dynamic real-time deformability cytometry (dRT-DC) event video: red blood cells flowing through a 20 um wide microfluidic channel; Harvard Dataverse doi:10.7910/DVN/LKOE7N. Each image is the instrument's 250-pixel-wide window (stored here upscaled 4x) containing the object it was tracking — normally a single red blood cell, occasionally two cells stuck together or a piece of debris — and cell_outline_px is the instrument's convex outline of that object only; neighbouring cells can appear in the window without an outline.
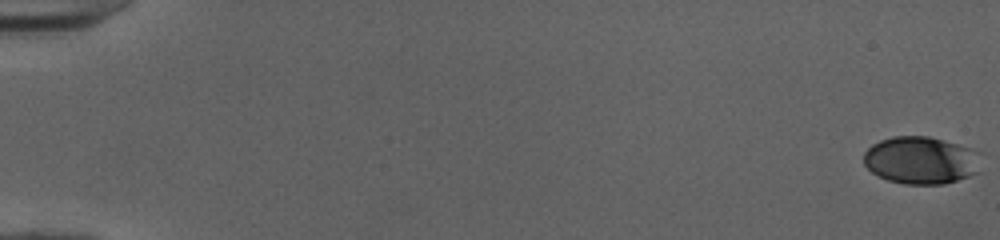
{"species": "human", "species_latin": "Homo sapiens", "temperature_condition": "cold", "stored_images_in_passage": 53, "camera_frame_rate_fps": 3000, "um_per_image_px": 0.085, "donor": {"sex": "female"}, "frame": {"image": 1, "passage_image": 1, "time_ms": 0.0, "image_size_px": [1000, 240], "cell_outline_px": [[980, 172], [944, 184], [904, 184], [888, 180], [872, 172], [864, 164], [864, 152], [872, 144], [880, 140], [892, 136], [928, 136], [956, 144], [968, 148]], "centroid_in_image_um": [78.16, 13.63], "position_along_channel_um": 6.8, "area_um2": 31.62}}
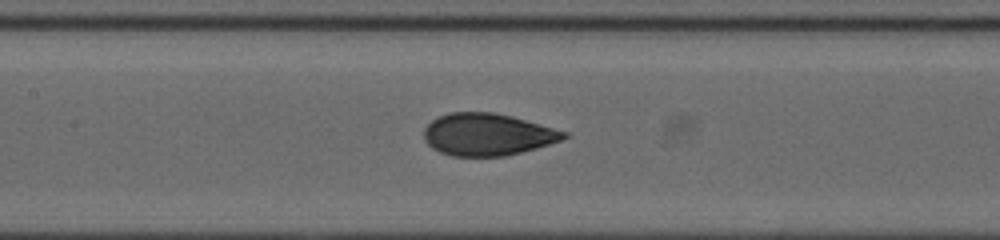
{"frame": {"image": 2, "passage_image": 27, "time_ms": 8.667, "image_size_px": [1000, 240], "cell_outline_px": [[568, 136], [560, 140], [536, 148], [504, 156], [452, 156], [440, 152], [432, 148], [424, 140], [424, 128], [432, 120], [448, 112], [492, 112], [512, 116], [568, 132]], "centroid_in_image_um": [41.41, 11.42], "position_along_channel_um": 166.0, "area_um2": 34.22}}
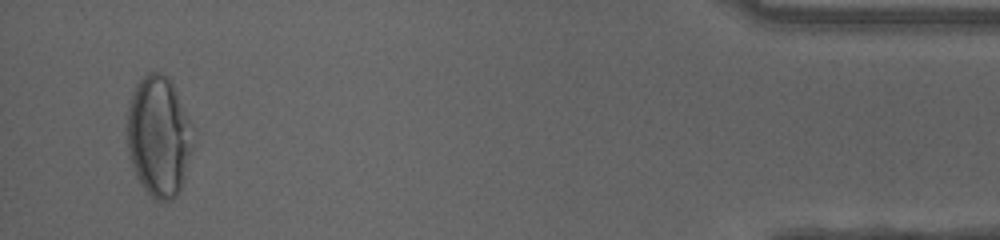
{"frame": {"image": 3, "passage_image": 51, "time_ms": 16.667, "image_size_px": [1000, 240], "cell_outline_px": [[192, 152], [180, 188], [176, 196], [172, 200], [156, 200], [144, 188], [136, 176], [132, 168], [128, 148], [128, 108], [136, 84], [148, 72], [160, 72], [168, 76], [192, 124]], "centroid_in_image_um": [13.5, 11.59], "position_along_channel_um": 421.7, "area_um2": 45.84}, "authors_computed_cell_mechanics": {"area_um2": 34.1598, "velocity_mm_per_s": 4.0498, "shape_relaxation_time_tau1_ms": 8.1186, "shape_relaxation_time_tau2_ms": 0.7356, "deformation_change_tau1": 0.2401, "deformation_change_tau2": 0.0573}}